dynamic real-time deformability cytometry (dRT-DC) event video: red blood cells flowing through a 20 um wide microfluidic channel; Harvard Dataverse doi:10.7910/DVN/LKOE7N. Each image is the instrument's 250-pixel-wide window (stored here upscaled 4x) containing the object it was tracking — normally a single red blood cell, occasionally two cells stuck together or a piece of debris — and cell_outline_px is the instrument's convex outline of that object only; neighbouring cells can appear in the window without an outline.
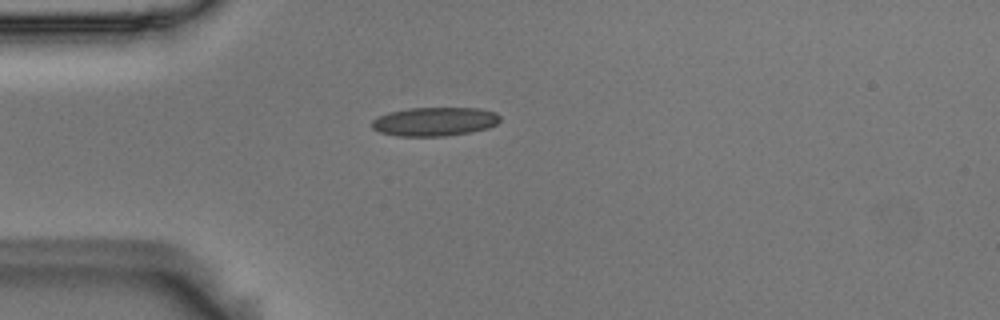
{"species": "Egyptian fruit bat (a non-hibernating species)", "species_latin": "Rousettus aegyptiacus", "temperature_condition": "room temperature", "stored_images_in_passage": 41, "camera_frame_rate_fps": 3000, "um_per_image_px": 0.085, "animal": {"sex": "male"}, "frame": {"image": 1, "passage_image": 1, "time_ms": 0.0, "image_size_px": [1000, 320], "cell_outline_px": [[500, 120], [496, 124], [488, 128], [468, 132], [444, 136], [396, 136], [380, 132], [372, 128], [372, 120], [380, 116], [392, 112], [408, 108], [480, 108], [496, 112], [500, 116]], "centroid_in_image_um": [36.96, 10.33], "position_along_channel_um": 48.0, "area_um2": 21.39}}
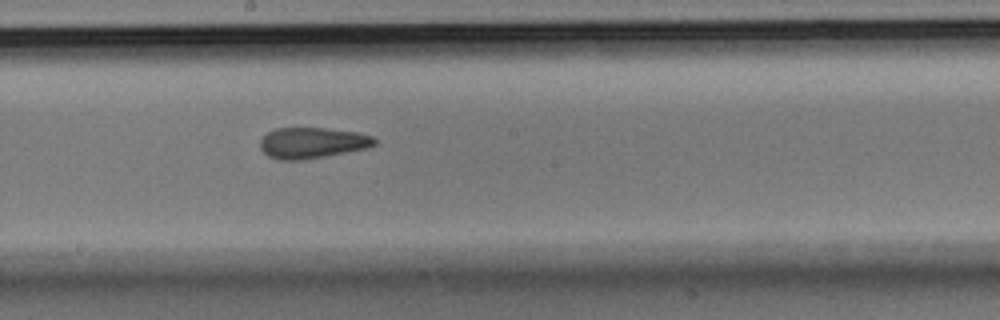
{"frame": {"image": 2, "passage_image": 16, "time_ms": 5.0, "image_size_px": [1000, 320], "cell_outline_px": [[376, 144], [368, 148], [304, 160], [280, 160], [268, 156], [260, 148], [260, 140], [268, 132], [276, 128], [324, 128], [356, 132], [372, 136], [376, 140]], "centroid_in_image_um": [26.53, 12.15], "position_along_channel_um": 221.7, "area_um2": 20.58}}
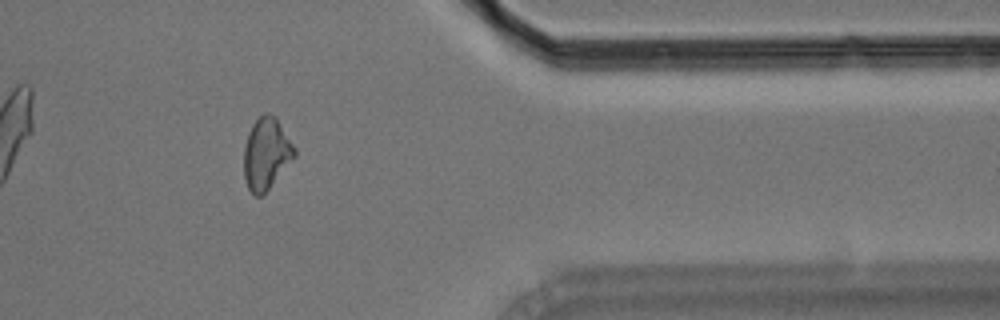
{"frame": {"image": 3, "passage_image": 31, "time_ms": 10.0, "image_size_px": [1000, 320], "cell_outline_px": [[296, 156], [268, 188], [260, 196], [256, 196], [248, 188], [244, 176], [244, 148], [248, 132], [252, 124], [264, 112], [268, 112], [276, 116], [296, 148]], "centroid_in_image_um": [22.64, 13.01], "position_along_channel_um": 388.8, "area_um2": 21.04}, "authors_computed_cell_mechanics": {"area_um2": 20.9236, "velocity_mm_per_s": 3.7122, "shape_relaxation_time_tau1_ms": 9.2323, "shape_relaxation_time_tau2_ms": 2.5816, "deformation_change_tau1": 0.169, "deformation_change_tau2": 0.1115}}